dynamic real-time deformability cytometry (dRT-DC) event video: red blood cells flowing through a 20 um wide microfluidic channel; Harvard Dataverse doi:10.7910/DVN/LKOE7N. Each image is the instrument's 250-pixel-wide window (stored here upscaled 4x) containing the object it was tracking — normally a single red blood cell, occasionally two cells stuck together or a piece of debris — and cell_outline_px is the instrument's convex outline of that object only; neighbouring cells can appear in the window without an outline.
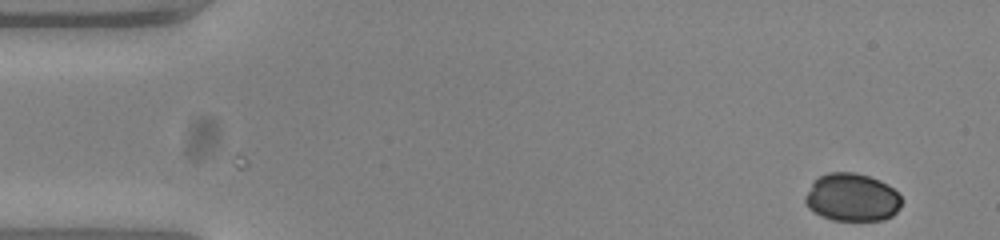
{"species": "common noctule bat (a hibernating species)", "species_latin": "Nyctalus noctula", "temperature_condition": "warm", "stored_images_in_passage": 44, "camera_frame_rate_fps": 3000, "um_per_image_px": 0.085, "animal": {"sex": "female", "body_mass_g": 23.0, "forearm_length_mm": 53.4}, "frame": {"image": 1, "passage_image": 1, "time_ms": 0.0, "image_size_px": [1000, 240], "cell_outline_px": [[900, 204], [896, 212], [892, 216], [884, 220], [832, 220], [820, 216], [808, 208], [804, 200], [804, 196], [812, 180], [828, 172], [856, 172], [880, 180], [888, 184], [900, 196]], "centroid_in_image_um": [72.37, 16.77], "position_along_channel_um": 12.6, "area_um2": 27.11}}
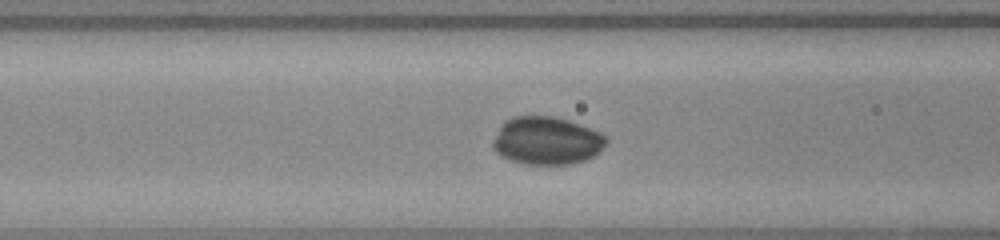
{"frame": {"image": 2, "passage_image": 19, "time_ms": 6.0, "image_size_px": [1000, 240], "cell_outline_px": [[608, 140], [592, 156], [584, 160], [568, 164], [524, 164], [512, 160], [496, 152], [492, 148], [492, 140], [500, 124], [504, 120], [512, 116], [552, 116], [568, 120], [580, 124], [600, 132]], "centroid_in_image_um": [46.4, 11.94], "position_along_channel_um": 120.2, "area_um2": 31.44}}
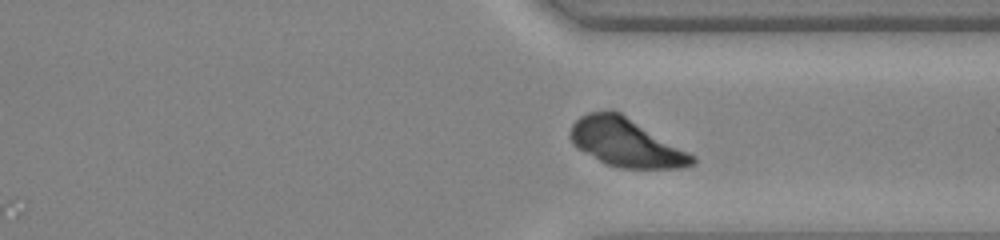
{"frame": {"image": 3, "passage_image": 38, "time_ms": 12.333, "image_size_px": [1000, 240], "cell_outline_px": [[696, 164], [680, 168], [620, 168], [608, 164], [600, 160], [572, 144], [568, 136], [572, 124], [580, 116], [588, 112], [620, 112], [696, 156]], "centroid_in_image_um": [53.23, 12.13], "position_along_channel_um": 358.2, "area_um2": 33.81}}